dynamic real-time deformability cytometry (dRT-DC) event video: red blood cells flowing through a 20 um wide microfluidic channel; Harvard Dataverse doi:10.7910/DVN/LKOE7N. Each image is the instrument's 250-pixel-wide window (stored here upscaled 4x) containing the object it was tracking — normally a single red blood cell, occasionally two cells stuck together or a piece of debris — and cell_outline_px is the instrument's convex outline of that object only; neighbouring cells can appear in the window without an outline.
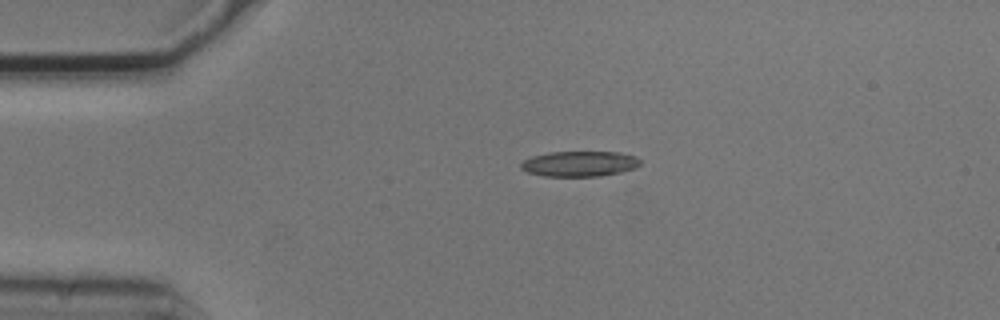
{"species": "common noctule bat (a hibernating species)", "species_latin": "Nyctalus noctula", "temperature_condition": "cold", "stored_images_in_passage": 1, "camera_frame_rate_fps": 3000, "um_per_image_px": 0.085, "animal": {"sex": "male", "body_mass_g": 20.5, "forearm_length_mm": 52.5}, "frame": {"image": 1, "passage_image": 1, "time_ms": 0.0, "image_size_px": [1000, 320], "cell_outline_px": [[640, 164], [636, 168], [620, 172], [600, 176], [544, 176], [528, 172], [520, 168], [520, 164], [524, 160], [532, 156], [548, 152], [620, 152], [636, 156], [640, 160]], "centroid_in_image_um": [49.27, 13.91], "position_along_channel_um": 35.7, "area_um2": 17.69}}